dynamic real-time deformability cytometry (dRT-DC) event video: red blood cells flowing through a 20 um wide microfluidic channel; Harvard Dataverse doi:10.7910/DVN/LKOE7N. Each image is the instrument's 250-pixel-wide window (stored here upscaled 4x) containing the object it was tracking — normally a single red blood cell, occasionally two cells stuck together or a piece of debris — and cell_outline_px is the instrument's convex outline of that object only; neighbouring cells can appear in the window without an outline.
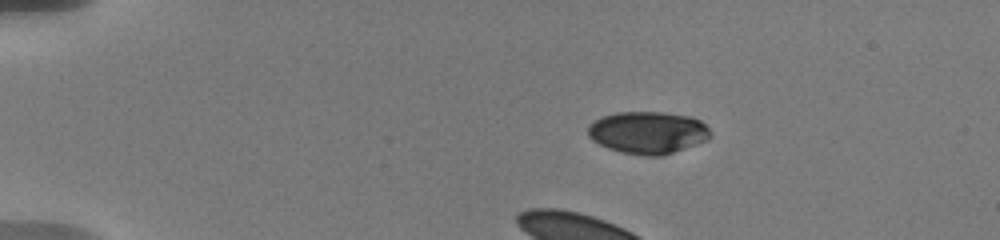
{"species": "human", "species_latin": "Homo sapiens", "temperature_condition": "warm", "stored_images_in_passage": 29, "camera_frame_rate_fps": 3000, "um_per_image_px": 0.085, "donor": {"sex": "male"}, "frame": {"image": 1, "passage_image": 1, "time_ms": 0.0, "image_size_px": [1000, 240], "cell_outline_px": [[712, 136], [708, 140], [660, 156], [644, 156], [620, 152], [608, 148], [592, 140], [588, 136], [588, 124], [604, 116], [616, 112], [664, 112], [692, 116], [700, 120], [712, 132]], "centroid_in_image_um": [55.08, 11.26], "position_along_channel_um": 29.9, "area_um2": 30.29}}